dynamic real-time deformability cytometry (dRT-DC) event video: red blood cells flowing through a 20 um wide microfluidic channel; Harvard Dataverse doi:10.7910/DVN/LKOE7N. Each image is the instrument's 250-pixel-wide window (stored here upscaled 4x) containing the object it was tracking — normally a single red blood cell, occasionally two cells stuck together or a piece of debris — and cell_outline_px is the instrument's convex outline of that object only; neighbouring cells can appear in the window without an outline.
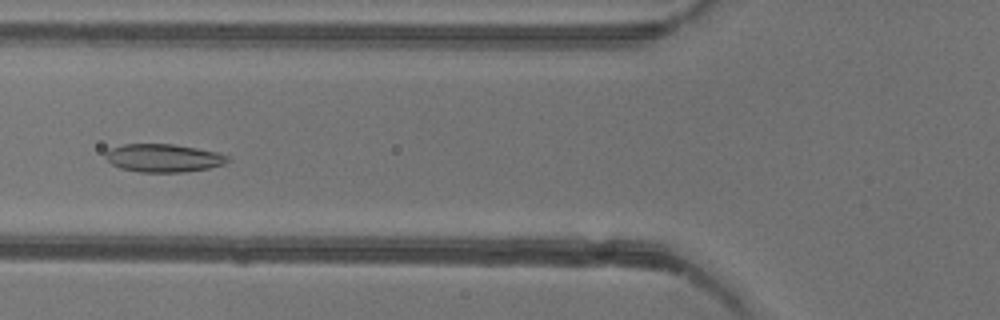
{"species": "common noctule bat (a hibernating species)", "species_latin": "Nyctalus noctula", "temperature_condition": "warm", "stored_images_in_passage": 52, "camera_frame_rate_fps": 3000, "um_per_image_px": 0.085, "animal": {"sex": "female"}, "frame": {"image": 1, "passage_image": 20, "time_ms": 6.333, "image_size_px": [1000, 320], "cell_outline_px": [[228, 160], [224, 164], [208, 168], [184, 172], [140, 172], [120, 168], [112, 164], [104, 156], [104, 152], [112, 148], [124, 144], [172, 144], [196, 148], [216, 152], [228, 156]], "centroid_in_image_um": [13.86, 13.43], "position_along_channel_um": 111.9, "area_um2": 19.83}}
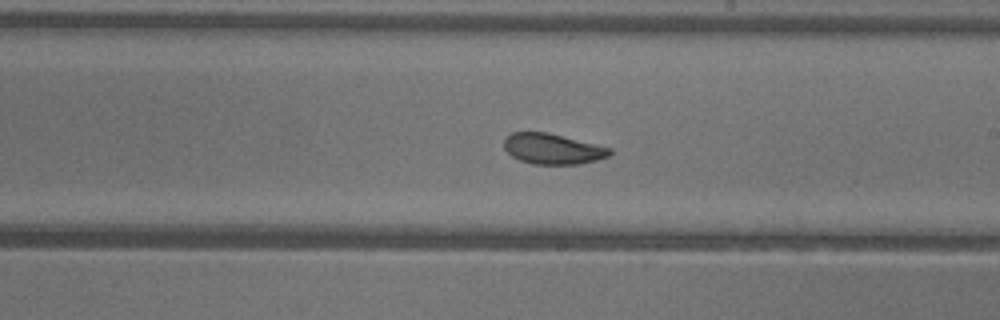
{"frame": {"image": 2, "passage_image": 30, "time_ms": 9.667, "image_size_px": [1000, 320], "cell_outline_px": [[612, 152], [608, 156], [596, 160], [580, 164], [532, 164], [520, 160], [512, 156], [504, 148], [504, 136], [512, 132], [548, 132], [612, 148]], "centroid_in_image_um": [46.96, 12.64], "position_along_channel_um": 242.0, "area_um2": 18.9}}
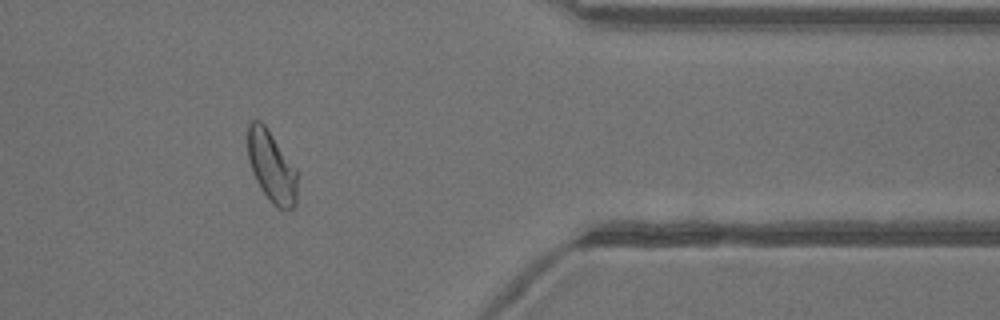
{"frame": {"image": 3, "passage_image": 43, "time_ms": 14.0, "image_size_px": [1000, 320], "cell_outline_px": [[296, 204], [292, 208], [276, 208], [272, 204], [260, 188], [252, 172], [248, 160], [248, 124], [252, 120], [260, 120], [264, 124], [296, 168]], "centroid_in_image_um": [23.06, 14.16], "position_along_channel_um": 388.3, "area_um2": 20.4}, "authors_computed_cell_mechanics": {"area_um2": 20.9814, "velocity_mm_per_s": 3.9087, "shape_relaxation_time_tau1_ms": 6.2287, "shape_relaxation_time_tau2_ms": 1.3735, "deformation_change_tau1": 0.1456, "deformation_change_tau2": 0.08}}